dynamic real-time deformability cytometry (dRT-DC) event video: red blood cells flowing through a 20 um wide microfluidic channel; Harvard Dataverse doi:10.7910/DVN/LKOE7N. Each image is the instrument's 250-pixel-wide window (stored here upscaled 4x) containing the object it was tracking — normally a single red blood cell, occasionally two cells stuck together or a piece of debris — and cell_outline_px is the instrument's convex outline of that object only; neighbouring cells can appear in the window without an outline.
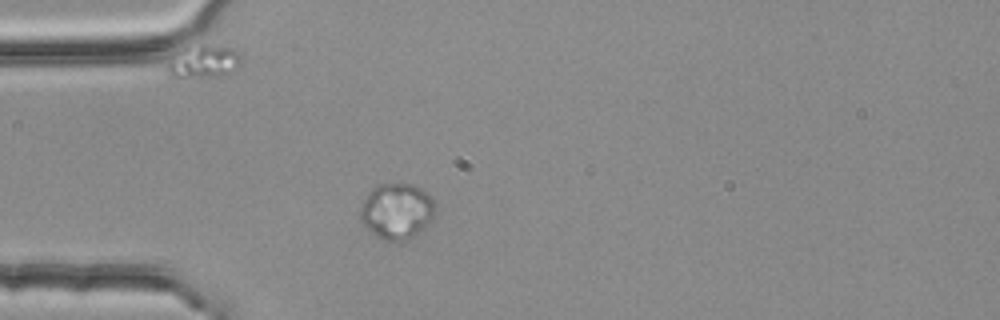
{"species": "common noctule bat (a hibernating species)", "species_latin": "Nyctalus noctula", "temperature_condition": "room temperature", "stored_images_in_passage": 1, "camera_frame_rate_fps": 3000, "um_per_image_px": 0.085, "animal": {"sex": "female", "body_mass_g": 25.1}, "frame": {"image": 1, "passage_image": 1, "time_ms": 0.0, "image_size_px": [1000, 320], "cell_outline_px": [[432, 216], [416, 236], [404, 240], [384, 240], [376, 236], [360, 220], [360, 208], [368, 192], [376, 184], [400, 180], [412, 184], [420, 188], [432, 200]], "centroid_in_image_um": [33.66, 17.89], "position_along_channel_um": 51.3, "area_um2": 24.22}}